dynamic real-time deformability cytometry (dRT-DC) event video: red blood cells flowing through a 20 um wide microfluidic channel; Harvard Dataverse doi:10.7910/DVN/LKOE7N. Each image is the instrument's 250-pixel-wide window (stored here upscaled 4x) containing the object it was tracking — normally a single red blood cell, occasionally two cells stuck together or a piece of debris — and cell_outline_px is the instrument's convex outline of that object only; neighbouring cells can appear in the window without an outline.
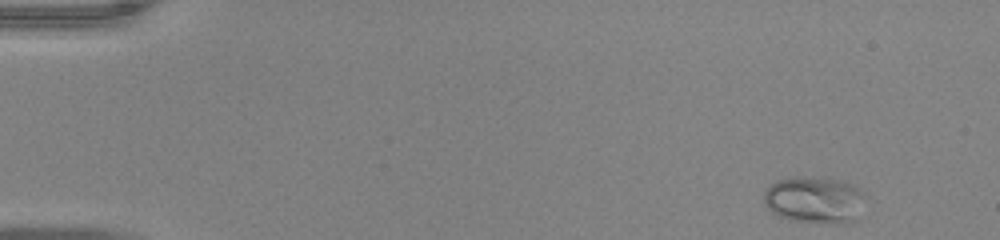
{"species": "common noctule bat (a hibernating species)", "species_latin": "Nyctalus noctula", "temperature_condition": "warm", "stored_images_in_passage": 49, "camera_frame_rate_fps": 3000, "um_per_image_px": 0.085, "animal": {"sex": "male", "body_mass_g": 20.0, "forearm_length_mm": 53.3}, "frame": {"image": 1, "passage_image": 1, "time_ms": 0.0, "image_size_px": [1000, 240], "cell_outline_px": [[864, 196], [856, 220], [848, 224], [840, 224], [788, 220], [776, 216], [764, 204], [764, 192], [776, 180], [840, 180], [852, 184]], "centroid_in_image_um": [69.22, 17.08], "position_along_channel_um": 15.8, "area_um2": 26.7}}
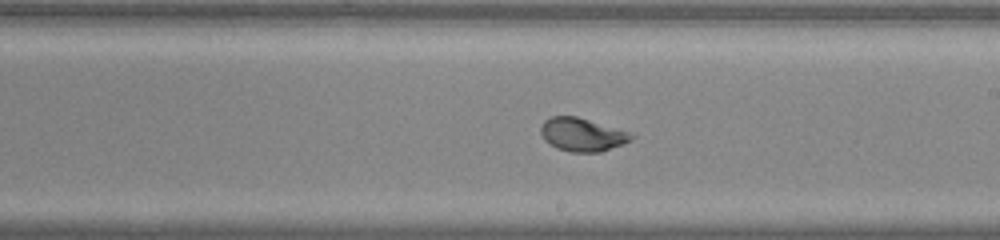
{"frame": {"image": 2, "passage_image": 28, "time_ms": 9.0, "image_size_px": [1000, 240], "cell_outline_px": [[636, 136], [632, 140], [624, 144], [600, 152], [572, 152], [556, 148], [548, 144], [544, 140], [540, 132], [540, 124], [544, 120], [552, 116], [576, 116], [628, 132]], "centroid_in_image_um": [49.45, 11.45], "position_along_channel_um": 239.6, "area_um2": 17.63}}
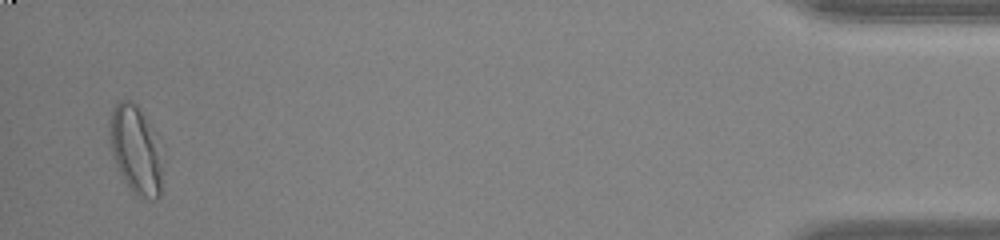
{"frame": {"image": 3, "passage_image": 48, "time_ms": 15.667, "image_size_px": [1000, 240], "cell_outline_px": [[160, 196], [156, 200], [136, 196], [132, 192], [124, 180], [112, 156], [108, 140], [108, 128], [112, 108], [120, 100], [132, 100], [140, 108], [148, 124], [160, 168]], "centroid_in_image_um": [11.41, 12.73], "position_along_channel_um": 423.8, "area_um2": 26.07}, "authors_computed_cell_mechanics": {"area_um2": 18.2648, "velocity_mm_per_s": 3.9226, "shape_relaxation_time_tau1_ms": 4.7448, "shape_relaxation_time_tau2_ms": null, "deformation_change_tau1": 0.1951, "deformation_change_tau2": null}}